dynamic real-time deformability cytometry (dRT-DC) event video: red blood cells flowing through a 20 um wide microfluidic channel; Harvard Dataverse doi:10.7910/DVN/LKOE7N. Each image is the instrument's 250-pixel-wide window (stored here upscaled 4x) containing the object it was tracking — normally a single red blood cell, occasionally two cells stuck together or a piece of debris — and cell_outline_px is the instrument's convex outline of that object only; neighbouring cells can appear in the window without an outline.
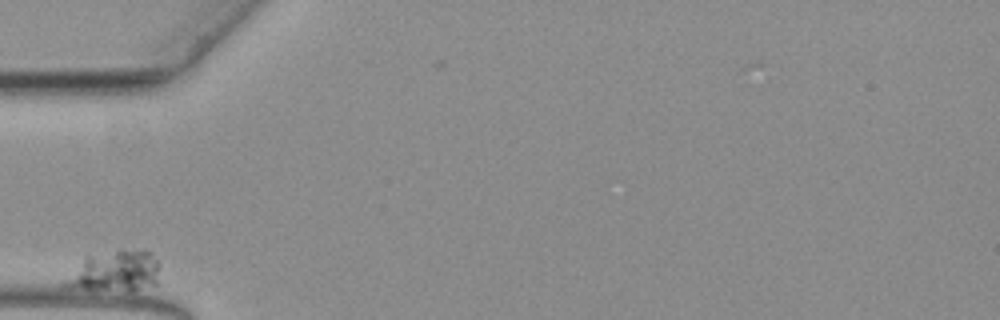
{"species": "common noctule bat (a hibernating species)", "species_latin": "Nyctalus noctula", "temperature_condition": "warm", "stored_images_in_passage": 41, "camera_frame_rate_fps": 3000, "um_per_image_px": 0.085, "animal": {"sex": "female", "body_mass_g": 19.3, "forearm_length_mm": 54.1}, "frame": {"image": 1, "passage_image": 1, "time_ms": 0.0, "image_size_px": [1000, 320], "cell_outline_px": [[160, 264], [156, 284], [132, 292], [128, 292], [64, 288], [60, 284], [84, 256], [116, 248], [140, 248], [152, 252]], "centroid_in_image_um": [9.76, 23.04], "position_along_channel_um": 75.2, "area_um2": 23.99}}
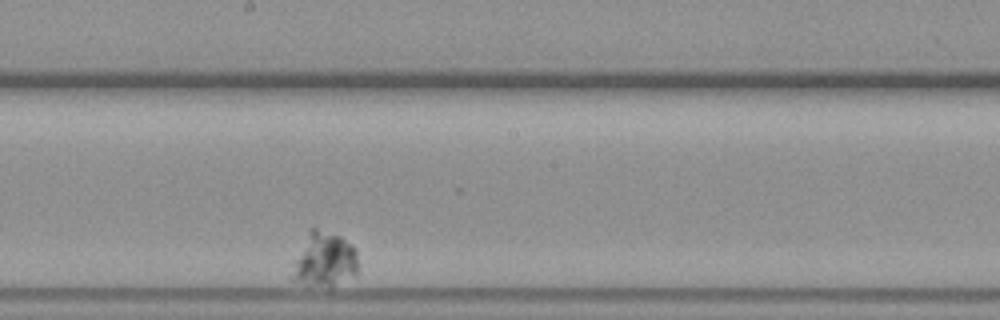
{"frame": {"image": 2, "passage_image": 22, "time_ms": 7.0, "image_size_px": [1000, 320], "cell_outline_px": [[356, 272], [332, 284], [308, 284], [292, 280], [288, 276], [292, 260], [308, 228], [316, 228], [340, 236], [352, 244], [356, 248]], "centroid_in_image_um": [27.44, 21.99], "position_along_channel_um": 220.8, "area_um2": 20.81}}
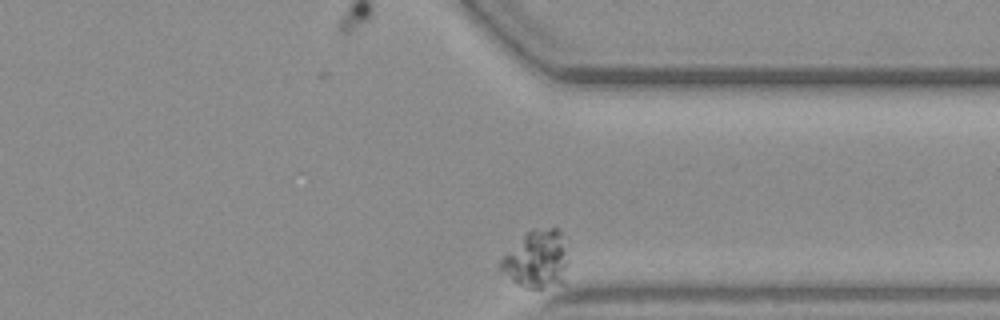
{"frame": {"image": 3, "passage_image": 40, "time_ms": 13.0, "image_size_px": [1000, 320], "cell_outline_px": [[568, 240], [564, 284], [544, 288], [524, 288], [516, 284], [500, 272], [500, 260], [532, 228], [560, 228], [568, 236]], "centroid_in_image_um": [45.69, 22.03], "position_along_channel_um": 365.7, "area_um2": 23.24}}